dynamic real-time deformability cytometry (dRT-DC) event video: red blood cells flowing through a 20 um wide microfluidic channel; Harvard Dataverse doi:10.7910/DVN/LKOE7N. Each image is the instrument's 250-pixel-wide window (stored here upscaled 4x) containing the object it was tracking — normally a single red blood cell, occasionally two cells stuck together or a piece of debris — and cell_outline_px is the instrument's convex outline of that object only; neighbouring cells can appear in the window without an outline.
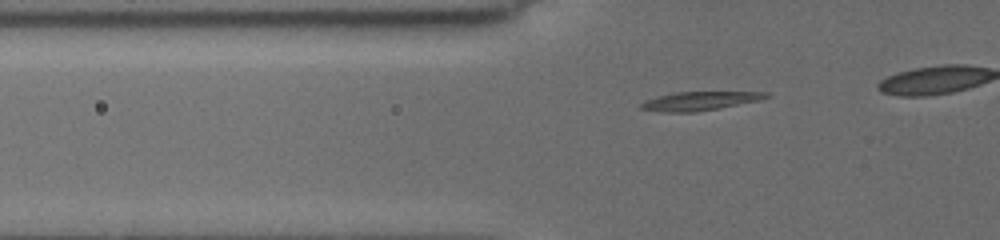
{"species": "common noctule bat (a hibernating species)", "species_latin": "Nyctalus noctula", "temperature_condition": "cold", "stored_images_in_passage": 31, "camera_frame_rate_fps": 3000, "um_per_image_px": 0.085, "animal": {"sex": "female", "body_mass_g": 19.5, "forearm_length_mm": 54.1}, "frame": {"image": 1, "passage_image": 21, "time_ms": 3.0, "image_size_px": [1000, 240], "cell_outline_px": [[768, 96], [756, 100], [716, 108], [692, 112], [672, 112], [640, 108], [640, 104], [648, 100], [660, 96], [676, 92], [760, 92]], "centroid_in_image_um": [59.4, 8.57], "position_along_channel_um": 66.4, "area_um2": 12.72}}
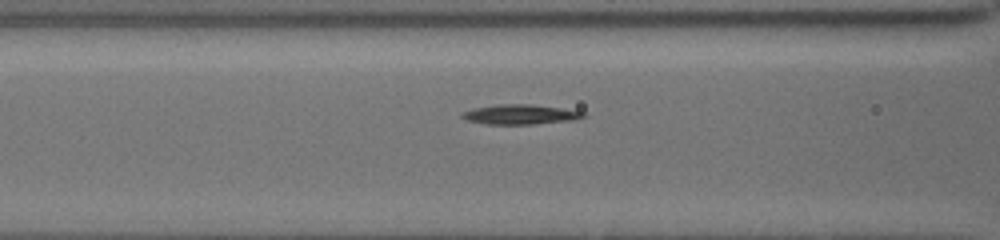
{"frame": {"image": 2, "passage_image": 29, "time_ms": 4.667, "image_size_px": [1000, 240], "cell_outline_px": [[584, 116], [568, 120], [532, 124], [488, 124], [468, 120], [464, 116], [464, 112], [476, 108], [500, 104], [532, 104], [560, 108], [584, 112]], "centroid_in_image_um": [44.23, 9.72], "position_along_channel_um": 122.4, "area_um2": 13.35}}